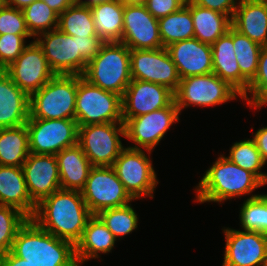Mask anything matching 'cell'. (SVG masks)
Returning a JSON list of instances; mask_svg holds the SVG:
<instances>
[{"instance_id":"5","label":"cell","mask_w":267,"mask_h":266,"mask_svg":"<svg viewBox=\"0 0 267 266\" xmlns=\"http://www.w3.org/2000/svg\"><path fill=\"white\" fill-rule=\"evenodd\" d=\"M78 75H55L30 95L29 119H75Z\"/></svg>"},{"instance_id":"18","label":"cell","mask_w":267,"mask_h":266,"mask_svg":"<svg viewBox=\"0 0 267 266\" xmlns=\"http://www.w3.org/2000/svg\"><path fill=\"white\" fill-rule=\"evenodd\" d=\"M174 101V92L168 87L141 80H132L122 96L123 123L155 110L166 108Z\"/></svg>"},{"instance_id":"46","label":"cell","mask_w":267,"mask_h":266,"mask_svg":"<svg viewBox=\"0 0 267 266\" xmlns=\"http://www.w3.org/2000/svg\"><path fill=\"white\" fill-rule=\"evenodd\" d=\"M58 15L67 10L70 6L75 4V0H42Z\"/></svg>"},{"instance_id":"44","label":"cell","mask_w":267,"mask_h":266,"mask_svg":"<svg viewBox=\"0 0 267 266\" xmlns=\"http://www.w3.org/2000/svg\"><path fill=\"white\" fill-rule=\"evenodd\" d=\"M259 150L262 159L267 163V127L258 129L252 139Z\"/></svg>"},{"instance_id":"1","label":"cell","mask_w":267,"mask_h":266,"mask_svg":"<svg viewBox=\"0 0 267 266\" xmlns=\"http://www.w3.org/2000/svg\"><path fill=\"white\" fill-rule=\"evenodd\" d=\"M92 216L81 191L60 189L37 205L32 219L47 232L76 245Z\"/></svg>"},{"instance_id":"23","label":"cell","mask_w":267,"mask_h":266,"mask_svg":"<svg viewBox=\"0 0 267 266\" xmlns=\"http://www.w3.org/2000/svg\"><path fill=\"white\" fill-rule=\"evenodd\" d=\"M0 205L15 207L28 218L34 216L37 205L28 193L22 167L0 165Z\"/></svg>"},{"instance_id":"48","label":"cell","mask_w":267,"mask_h":266,"mask_svg":"<svg viewBox=\"0 0 267 266\" xmlns=\"http://www.w3.org/2000/svg\"><path fill=\"white\" fill-rule=\"evenodd\" d=\"M106 1H111V0H85V1L75 0V4L76 5H83V6L91 7V6L95 5V4H99V3H102V2H106Z\"/></svg>"},{"instance_id":"45","label":"cell","mask_w":267,"mask_h":266,"mask_svg":"<svg viewBox=\"0 0 267 266\" xmlns=\"http://www.w3.org/2000/svg\"><path fill=\"white\" fill-rule=\"evenodd\" d=\"M0 266H34L17 257L12 251L0 255Z\"/></svg>"},{"instance_id":"9","label":"cell","mask_w":267,"mask_h":266,"mask_svg":"<svg viewBox=\"0 0 267 266\" xmlns=\"http://www.w3.org/2000/svg\"><path fill=\"white\" fill-rule=\"evenodd\" d=\"M81 193L93 215H97L104 209L127 205L134 200L112 166H93Z\"/></svg>"},{"instance_id":"2","label":"cell","mask_w":267,"mask_h":266,"mask_svg":"<svg viewBox=\"0 0 267 266\" xmlns=\"http://www.w3.org/2000/svg\"><path fill=\"white\" fill-rule=\"evenodd\" d=\"M11 251L34 266H79L75 245L29 218L17 231Z\"/></svg>"},{"instance_id":"33","label":"cell","mask_w":267,"mask_h":266,"mask_svg":"<svg viewBox=\"0 0 267 266\" xmlns=\"http://www.w3.org/2000/svg\"><path fill=\"white\" fill-rule=\"evenodd\" d=\"M226 158L244 170L253 173L264 185L267 184V174L260 171L266 163L252 139L234 143L230 148L229 156Z\"/></svg>"},{"instance_id":"15","label":"cell","mask_w":267,"mask_h":266,"mask_svg":"<svg viewBox=\"0 0 267 266\" xmlns=\"http://www.w3.org/2000/svg\"><path fill=\"white\" fill-rule=\"evenodd\" d=\"M4 71L29 96L42 88L55 76L42 48L36 41L28 44L20 56Z\"/></svg>"},{"instance_id":"28","label":"cell","mask_w":267,"mask_h":266,"mask_svg":"<svg viewBox=\"0 0 267 266\" xmlns=\"http://www.w3.org/2000/svg\"><path fill=\"white\" fill-rule=\"evenodd\" d=\"M213 73L240 93V69L234 52L232 26L212 45Z\"/></svg>"},{"instance_id":"43","label":"cell","mask_w":267,"mask_h":266,"mask_svg":"<svg viewBox=\"0 0 267 266\" xmlns=\"http://www.w3.org/2000/svg\"><path fill=\"white\" fill-rule=\"evenodd\" d=\"M194 4L228 15L231 19L238 0H191ZM236 1V2H235Z\"/></svg>"},{"instance_id":"24","label":"cell","mask_w":267,"mask_h":266,"mask_svg":"<svg viewBox=\"0 0 267 266\" xmlns=\"http://www.w3.org/2000/svg\"><path fill=\"white\" fill-rule=\"evenodd\" d=\"M60 185L63 190L81 191L86 184L90 169L93 167L77 143L56 154Z\"/></svg>"},{"instance_id":"39","label":"cell","mask_w":267,"mask_h":266,"mask_svg":"<svg viewBox=\"0 0 267 266\" xmlns=\"http://www.w3.org/2000/svg\"><path fill=\"white\" fill-rule=\"evenodd\" d=\"M31 38V34H1L0 35V70L6 69L14 62L24 49L25 39Z\"/></svg>"},{"instance_id":"8","label":"cell","mask_w":267,"mask_h":266,"mask_svg":"<svg viewBox=\"0 0 267 266\" xmlns=\"http://www.w3.org/2000/svg\"><path fill=\"white\" fill-rule=\"evenodd\" d=\"M125 136L124 123H103L78 126V144L92 166H113Z\"/></svg>"},{"instance_id":"25","label":"cell","mask_w":267,"mask_h":266,"mask_svg":"<svg viewBox=\"0 0 267 266\" xmlns=\"http://www.w3.org/2000/svg\"><path fill=\"white\" fill-rule=\"evenodd\" d=\"M116 238L97 215H93L87 222L82 238L75 245L76 259L79 266L91 258H98L99 253L110 252L115 245Z\"/></svg>"},{"instance_id":"29","label":"cell","mask_w":267,"mask_h":266,"mask_svg":"<svg viewBox=\"0 0 267 266\" xmlns=\"http://www.w3.org/2000/svg\"><path fill=\"white\" fill-rule=\"evenodd\" d=\"M29 154V133L26 124L0 128V165L22 167Z\"/></svg>"},{"instance_id":"11","label":"cell","mask_w":267,"mask_h":266,"mask_svg":"<svg viewBox=\"0 0 267 266\" xmlns=\"http://www.w3.org/2000/svg\"><path fill=\"white\" fill-rule=\"evenodd\" d=\"M112 167L134 200L144 196L153 198L158 180L151 160L142 149L124 148Z\"/></svg>"},{"instance_id":"49","label":"cell","mask_w":267,"mask_h":266,"mask_svg":"<svg viewBox=\"0 0 267 266\" xmlns=\"http://www.w3.org/2000/svg\"><path fill=\"white\" fill-rule=\"evenodd\" d=\"M123 5H145L147 0H119Z\"/></svg>"},{"instance_id":"22","label":"cell","mask_w":267,"mask_h":266,"mask_svg":"<svg viewBox=\"0 0 267 266\" xmlns=\"http://www.w3.org/2000/svg\"><path fill=\"white\" fill-rule=\"evenodd\" d=\"M231 23L241 34L267 46V0H239Z\"/></svg>"},{"instance_id":"30","label":"cell","mask_w":267,"mask_h":266,"mask_svg":"<svg viewBox=\"0 0 267 266\" xmlns=\"http://www.w3.org/2000/svg\"><path fill=\"white\" fill-rule=\"evenodd\" d=\"M232 41L240 69V94L243 95L256 76L262 46L233 27Z\"/></svg>"},{"instance_id":"41","label":"cell","mask_w":267,"mask_h":266,"mask_svg":"<svg viewBox=\"0 0 267 266\" xmlns=\"http://www.w3.org/2000/svg\"><path fill=\"white\" fill-rule=\"evenodd\" d=\"M145 6L152 16L159 19L177 12L184 5L179 0H147Z\"/></svg>"},{"instance_id":"42","label":"cell","mask_w":267,"mask_h":266,"mask_svg":"<svg viewBox=\"0 0 267 266\" xmlns=\"http://www.w3.org/2000/svg\"><path fill=\"white\" fill-rule=\"evenodd\" d=\"M80 55L89 62L95 58L105 43L99 36L77 37Z\"/></svg>"},{"instance_id":"12","label":"cell","mask_w":267,"mask_h":266,"mask_svg":"<svg viewBox=\"0 0 267 266\" xmlns=\"http://www.w3.org/2000/svg\"><path fill=\"white\" fill-rule=\"evenodd\" d=\"M35 41L55 75L82 76L85 72L88 62L79 53L77 36L65 34L57 28L39 34Z\"/></svg>"},{"instance_id":"34","label":"cell","mask_w":267,"mask_h":266,"mask_svg":"<svg viewBox=\"0 0 267 266\" xmlns=\"http://www.w3.org/2000/svg\"><path fill=\"white\" fill-rule=\"evenodd\" d=\"M27 28L32 36L58 28L59 15L42 0H35L22 9Z\"/></svg>"},{"instance_id":"13","label":"cell","mask_w":267,"mask_h":266,"mask_svg":"<svg viewBox=\"0 0 267 266\" xmlns=\"http://www.w3.org/2000/svg\"><path fill=\"white\" fill-rule=\"evenodd\" d=\"M179 114L178 107L173 101L166 108L126 120L124 122V137L135 143V146L129 148L140 150L144 148L150 153L164 137L170 126L174 122H179Z\"/></svg>"},{"instance_id":"32","label":"cell","mask_w":267,"mask_h":266,"mask_svg":"<svg viewBox=\"0 0 267 266\" xmlns=\"http://www.w3.org/2000/svg\"><path fill=\"white\" fill-rule=\"evenodd\" d=\"M58 29L77 37L97 36L91 8L73 4L59 15Z\"/></svg>"},{"instance_id":"36","label":"cell","mask_w":267,"mask_h":266,"mask_svg":"<svg viewBox=\"0 0 267 266\" xmlns=\"http://www.w3.org/2000/svg\"><path fill=\"white\" fill-rule=\"evenodd\" d=\"M240 209V223L244 231L267 234V194L252 195Z\"/></svg>"},{"instance_id":"37","label":"cell","mask_w":267,"mask_h":266,"mask_svg":"<svg viewBox=\"0 0 267 266\" xmlns=\"http://www.w3.org/2000/svg\"><path fill=\"white\" fill-rule=\"evenodd\" d=\"M28 219L19 209L0 205V255L11 251L17 231Z\"/></svg>"},{"instance_id":"27","label":"cell","mask_w":267,"mask_h":266,"mask_svg":"<svg viewBox=\"0 0 267 266\" xmlns=\"http://www.w3.org/2000/svg\"><path fill=\"white\" fill-rule=\"evenodd\" d=\"M95 31L104 42H121L124 24V5L111 0L90 7Z\"/></svg>"},{"instance_id":"21","label":"cell","mask_w":267,"mask_h":266,"mask_svg":"<svg viewBox=\"0 0 267 266\" xmlns=\"http://www.w3.org/2000/svg\"><path fill=\"white\" fill-rule=\"evenodd\" d=\"M30 96L0 70V128L26 124L30 117Z\"/></svg>"},{"instance_id":"20","label":"cell","mask_w":267,"mask_h":266,"mask_svg":"<svg viewBox=\"0 0 267 266\" xmlns=\"http://www.w3.org/2000/svg\"><path fill=\"white\" fill-rule=\"evenodd\" d=\"M166 48L181 79L213 72L211 45L193 37L172 43Z\"/></svg>"},{"instance_id":"6","label":"cell","mask_w":267,"mask_h":266,"mask_svg":"<svg viewBox=\"0 0 267 266\" xmlns=\"http://www.w3.org/2000/svg\"><path fill=\"white\" fill-rule=\"evenodd\" d=\"M75 120L78 126L123 123L122 97L94 86L78 75Z\"/></svg>"},{"instance_id":"19","label":"cell","mask_w":267,"mask_h":266,"mask_svg":"<svg viewBox=\"0 0 267 266\" xmlns=\"http://www.w3.org/2000/svg\"><path fill=\"white\" fill-rule=\"evenodd\" d=\"M22 169L28 193L36 205L61 189L56 155L30 153Z\"/></svg>"},{"instance_id":"10","label":"cell","mask_w":267,"mask_h":266,"mask_svg":"<svg viewBox=\"0 0 267 266\" xmlns=\"http://www.w3.org/2000/svg\"><path fill=\"white\" fill-rule=\"evenodd\" d=\"M29 151L34 154L56 155L78 143L75 119H28Z\"/></svg>"},{"instance_id":"3","label":"cell","mask_w":267,"mask_h":266,"mask_svg":"<svg viewBox=\"0 0 267 266\" xmlns=\"http://www.w3.org/2000/svg\"><path fill=\"white\" fill-rule=\"evenodd\" d=\"M263 185L253 173L230 162L222 154L200 180L195 201L223 202L250 194Z\"/></svg>"},{"instance_id":"4","label":"cell","mask_w":267,"mask_h":266,"mask_svg":"<svg viewBox=\"0 0 267 266\" xmlns=\"http://www.w3.org/2000/svg\"><path fill=\"white\" fill-rule=\"evenodd\" d=\"M82 76L90 84L122 97L132 81L130 49L121 42H105Z\"/></svg>"},{"instance_id":"47","label":"cell","mask_w":267,"mask_h":266,"mask_svg":"<svg viewBox=\"0 0 267 266\" xmlns=\"http://www.w3.org/2000/svg\"><path fill=\"white\" fill-rule=\"evenodd\" d=\"M34 1L35 0H5V4L22 10L23 8L30 5Z\"/></svg>"},{"instance_id":"31","label":"cell","mask_w":267,"mask_h":266,"mask_svg":"<svg viewBox=\"0 0 267 266\" xmlns=\"http://www.w3.org/2000/svg\"><path fill=\"white\" fill-rule=\"evenodd\" d=\"M163 47L194 37V24L190 10L183 6L177 12L158 19Z\"/></svg>"},{"instance_id":"35","label":"cell","mask_w":267,"mask_h":266,"mask_svg":"<svg viewBox=\"0 0 267 266\" xmlns=\"http://www.w3.org/2000/svg\"><path fill=\"white\" fill-rule=\"evenodd\" d=\"M97 216L106 225L114 237H122L133 232L138 226V217L130 204L108 208L100 211Z\"/></svg>"},{"instance_id":"51","label":"cell","mask_w":267,"mask_h":266,"mask_svg":"<svg viewBox=\"0 0 267 266\" xmlns=\"http://www.w3.org/2000/svg\"><path fill=\"white\" fill-rule=\"evenodd\" d=\"M5 5V0H0V9Z\"/></svg>"},{"instance_id":"7","label":"cell","mask_w":267,"mask_h":266,"mask_svg":"<svg viewBox=\"0 0 267 266\" xmlns=\"http://www.w3.org/2000/svg\"><path fill=\"white\" fill-rule=\"evenodd\" d=\"M242 95L227 81L216 74L189 76L181 79L178 89L174 92V101L179 112L189 106H214Z\"/></svg>"},{"instance_id":"40","label":"cell","mask_w":267,"mask_h":266,"mask_svg":"<svg viewBox=\"0 0 267 266\" xmlns=\"http://www.w3.org/2000/svg\"><path fill=\"white\" fill-rule=\"evenodd\" d=\"M30 34L21 9L4 5L0 9L1 34Z\"/></svg>"},{"instance_id":"50","label":"cell","mask_w":267,"mask_h":266,"mask_svg":"<svg viewBox=\"0 0 267 266\" xmlns=\"http://www.w3.org/2000/svg\"><path fill=\"white\" fill-rule=\"evenodd\" d=\"M184 6L187 5L191 0H179Z\"/></svg>"},{"instance_id":"16","label":"cell","mask_w":267,"mask_h":266,"mask_svg":"<svg viewBox=\"0 0 267 266\" xmlns=\"http://www.w3.org/2000/svg\"><path fill=\"white\" fill-rule=\"evenodd\" d=\"M226 238L222 266H264L267 261V234L258 231L223 229Z\"/></svg>"},{"instance_id":"38","label":"cell","mask_w":267,"mask_h":266,"mask_svg":"<svg viewBox=\"0 0 267 266\" xmlns=\"http://www.w3.org/2000/svg\"><path fill=\"white\" fill-rule=\"evenodd\" d=\"M247 92L252 95L251 98ZM241 99L247 100V104L254 108L267 105V46L261 49L256 76Z\"/></svg>"},{"instance_id":"26","label":"cell","mask_w":267,"mask_h":266,"mask_svg":"<svg viewBox=\"0 0 267 266\" xmlns=\"http://www.w3.org/2000/svg\"><path fill=\"white\" fill-rule=\"evenodd\" d=\"M185 6L191 12L194 37L202 43L212 45L232 26L231 18L228 15L198 6L192 1Z\"/></svg>"},{"instance_id":"14","label":"cell","mask_w":267,"mask_h":266,"mask_svg":"<svg viewBox=\"0 0 267 266\" xmlns=\"http://www.w3.org/2000/svg\"><path fill=\"white\" fill-rule=\"evenodd\" d=\"M131 78L168 87L175 92L181 80L167 48L130 50Z\"/></svg>"},{"instance_id":"17","label":"cell","mask_w":267,"mask_h":266,"mask_svg":"<svg viewBox=\"0 0 267 266\" xmlns=\"http://www.w3.org/2000/svg\"><path fill=\"white\" fill-rule=\"evenodd\" d=\"M121 43L130 50L159 49L163 47L158 19L145 5H124V24Z\"/></svg>"}]
</instances>
